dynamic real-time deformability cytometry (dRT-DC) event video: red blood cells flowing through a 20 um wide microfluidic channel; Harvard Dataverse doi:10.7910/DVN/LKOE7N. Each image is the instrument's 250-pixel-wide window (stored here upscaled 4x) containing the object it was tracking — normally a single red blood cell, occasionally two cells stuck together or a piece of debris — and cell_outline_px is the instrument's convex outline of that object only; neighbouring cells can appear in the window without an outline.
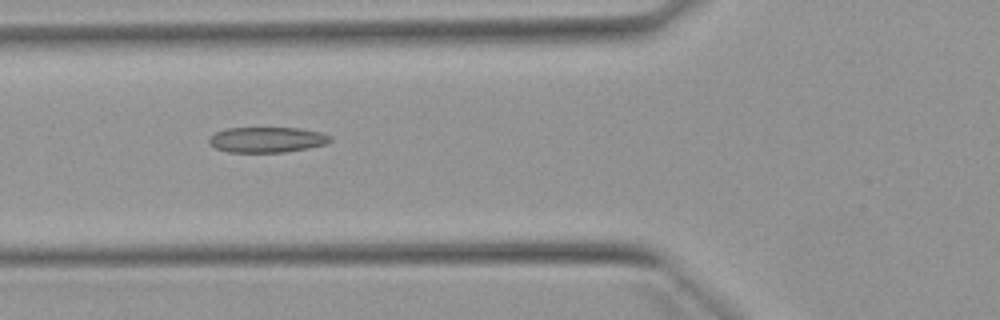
{"species": "Egyptian fruit bat (a non-hibernating species)", "species_latin": "Rousettus aegyptiacus", "temperature_condition": "warm", "stored_images_in_passage": 42, "camera_frame_rate_fps": 3000, "um_per_image_px": 0.085, "animal": {"sex": "female"}, "frame": {"image": 1, "passage_image": 9, "time_ms": 2.667, "image_size_px": [1000, 320], "cell_outline_px": [[332, 140], [328, 144], [308, 148], [284, 152], [228, 152], [216, 148], [208, 144], [208, 136], [224, 128], [300, 128], [320, 132], [332, 136]], "centroid_in_image_um": [22.68, 11.87], "position_along_channel_um": 103.1, "area_um2": 18.21}}
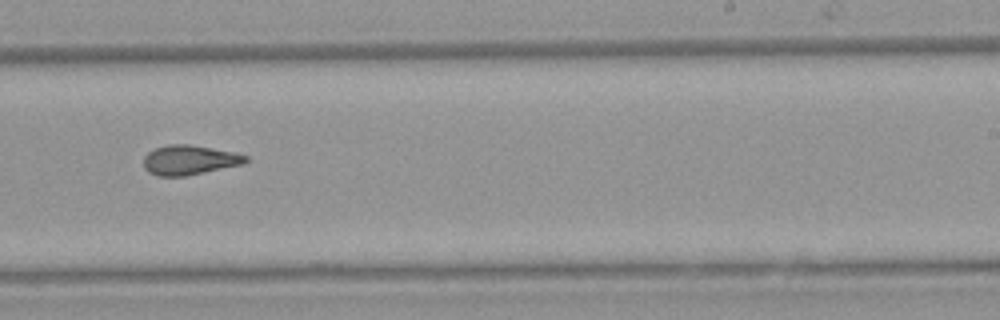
{"frame": {"image": 2, "passage_image": 22, "time_ms": 7.0, "image_size_px": [1000, 320], "cell_outline_px": [[248, 160], [244, 164], [184, 176], [156, 176], [148, 172], [144, 168], [144, 156], [148, 152], [156, 148], [168, 144], [188, 144], [236, 152], [248, 156]], "centroid_in_image_um": [16.1, 13.6], "position_along_channel_um": 272.9, "area_um2": 17.69}}
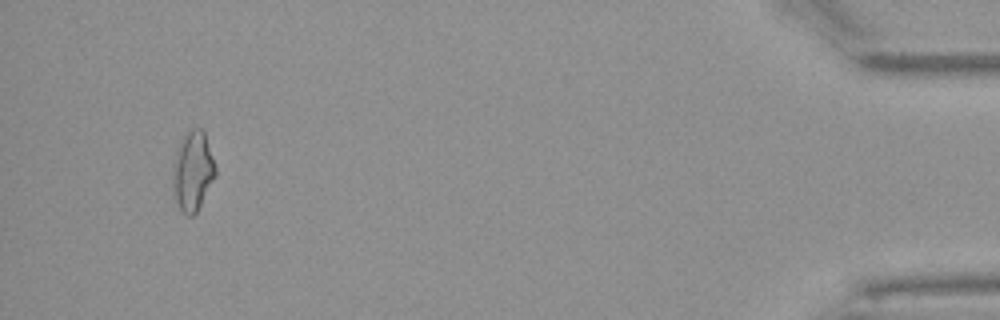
{"frame": {"image": 3, "passage_image": 39, "time_ms": 12.667, "image_size_px": [1000, 320], "cell_outline_px": [[216, 176], [196, 212], [192, 216], [188, 216], [180, 208], [172, 192], [172, 172], [176, 152], [180, 140], [192, 128], [200, 128], [204, 132], [216, 164]], "centroid_in_image_um": [16.38, 14.54], "position_along_channel_um": 418.8, "area_um2": 19.77}, "authors_computed_cell_mechanics": {"area_um2": 17.8891, "velocity_mm_per_s": 3.9218, "shape_relaxation_time_tau1_ms": null, "shape_relaxation_time_tau2_ms": 2.7915, "deformation_change_tau1": null, "deformation_change_tau2": 0.1113}}